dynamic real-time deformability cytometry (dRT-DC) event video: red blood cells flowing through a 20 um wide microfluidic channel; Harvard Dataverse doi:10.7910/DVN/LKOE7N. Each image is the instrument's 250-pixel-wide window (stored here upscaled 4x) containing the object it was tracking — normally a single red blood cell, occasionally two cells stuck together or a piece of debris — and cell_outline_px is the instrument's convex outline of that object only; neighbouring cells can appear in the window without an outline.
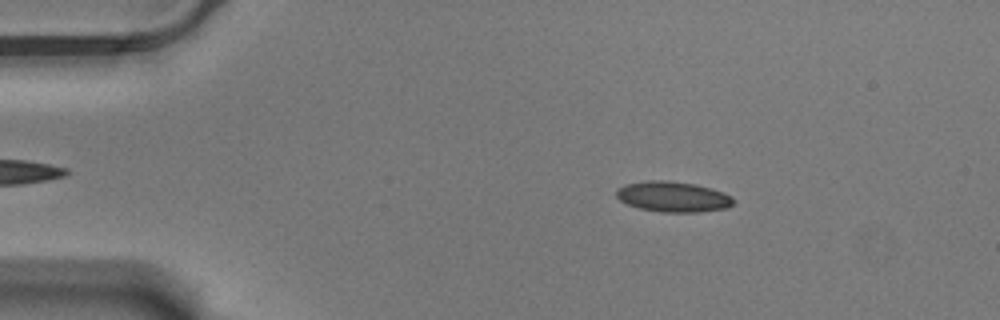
{"species": "Egyptian fruit bat (a non-hibernating species)", "species_latin": "Rousettus aegyptiacus", "temperature_condition": "warm", "stored_images_in_passage": 57, "camera_frame_rate_fps": 3000, "um_per_image_px": 0.085, "animal": {"sex": "male"}, "frame": {"image": 1, "passage_image": 9, "time_ms": 2.667, "image_size_px": [1000, 320], "cell_outline_px": [[736, 204], [724, 208], [696, 212], [660, 212], [640, 208], [628, 204], [620, 200], [616, 196], [616, 188], [624, 184], [648, 180], [664, 180], [696, 184], [712, 188], [724, 192], [732, 196], [736, 200]], "centroid_in_image_um": [57.22, 16.71], "position_along_channel_um": 27.8, "area_um2": 20.98}}
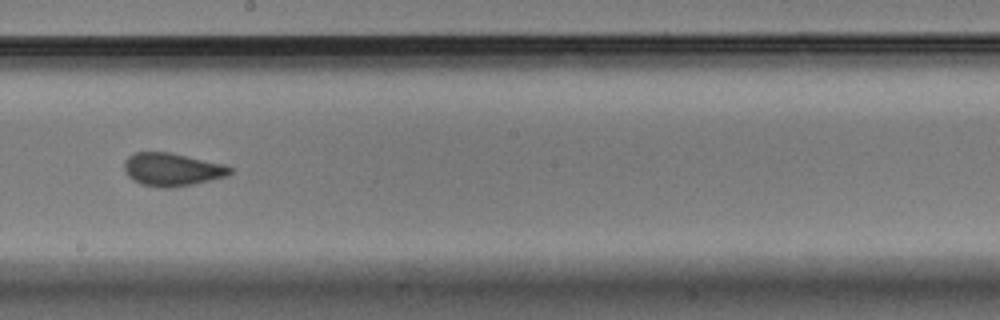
{"frame": {"image": 2, "passage_image": 32, "time_ms": 10.333, "image_size_px": [1000, 320], "cell_outline_px": [[236, 168], [228, 176], [192, 184], [172, 188], [160, 188], [140, 184], [128, 176], [124, 168], [124, 160], [128, 156], [136, 152], [172, 152], [224, 164]], "centroid_in_image_um": [14.65, 14.4], "position_along_channel_um": 233.5, "area_um2": 20.63}}
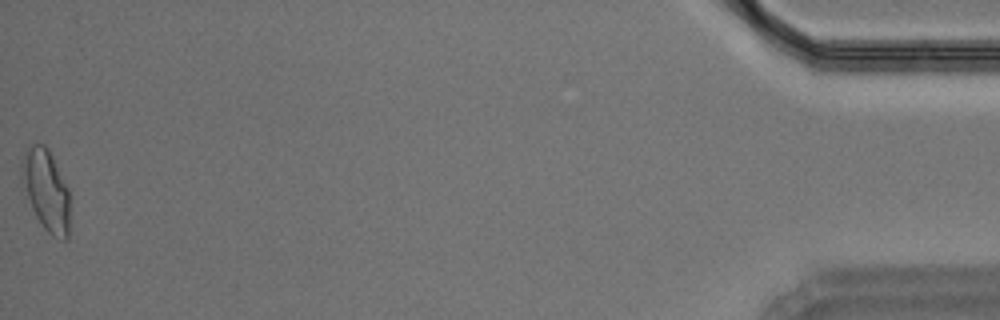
{"frame": {"image": 3, "passage_image": 57, "time_ms": 18.667, "image_size_px": [1000, 320], "cell_outline_px": [[68, 240], [60, 240], [52, 236], [44, 228], [36, 216], [32, 208], [28, 196], [20, 168], [20, 160], [24, 148], [28, 144], [44, 144], [48, 148], [68, 188]], "centroid_in_image_um": [3.9, 16.12], "position_along_channel_um": 431.3, "area_um2": 22.54}, "authors_computed_cell_mechanics": {"area_um2": 19.9988, "velocity_mm_per_s": 3.5059, "shape_relaxation_time_tau1_ms": null, "shape_relaxation_time_tau2_ms": 1.1332, "deformation_change_tau1": null, "deformation_change_tau2": 0.0608}}